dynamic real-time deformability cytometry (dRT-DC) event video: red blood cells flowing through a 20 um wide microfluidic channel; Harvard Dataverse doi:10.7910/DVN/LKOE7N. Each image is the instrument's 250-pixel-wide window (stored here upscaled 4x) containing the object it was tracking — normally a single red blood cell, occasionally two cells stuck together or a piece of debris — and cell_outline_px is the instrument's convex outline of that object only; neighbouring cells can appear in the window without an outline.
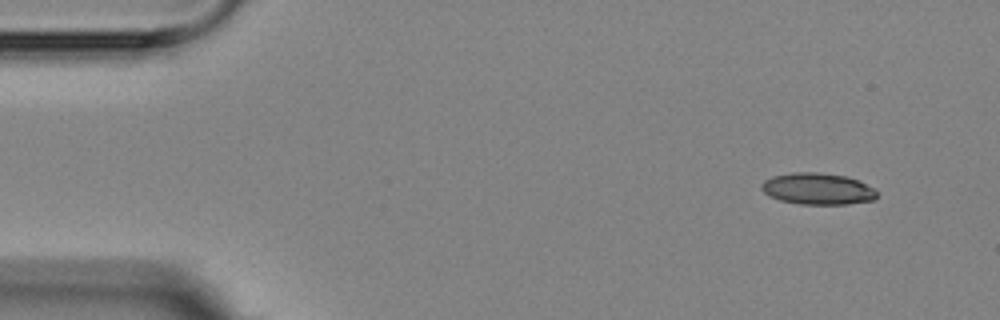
{"species": "Egyptian fruit bat (a non-hibernating species)", "species_latin": "Rousettus aegyptiacus", "temperature_condition": "room temperature", "stored_images_in_passage": 5, "camera_frame_rate_fps": 3000, "um_per_image_px": 0.085, "animal": {"sex": "female"}, "frame": {"image": 1, "passage_image": 1, "time_ms": 0.0, "image_size_px": [1000, 320], "cell_outline_px": [[876, 200], [848, 204], [800, 204], [780, 200], [764, 192], [760, 188], [760, 184], [764, 180], [772, 176], [792, 172], [816, 172], [848, 176], [860, 180], [876, 188]], "centroid_in_image_um": [69.54, 16.04], "position_along_channel_um": 15.5, "area_um2": 21.5}}
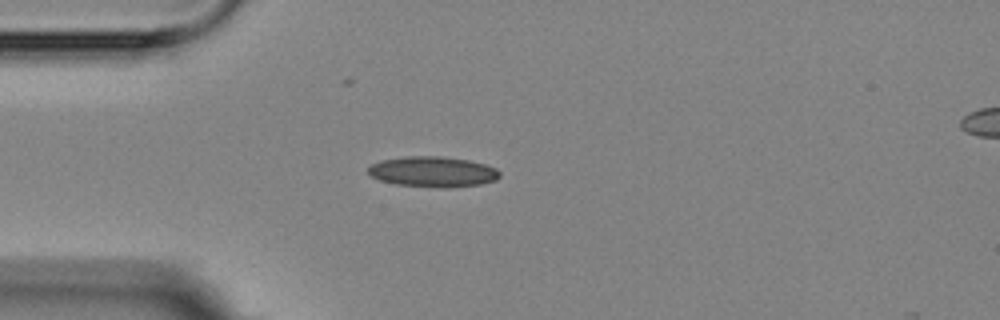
{"frame": {"image": 2, "passage_image": 4, "time_ms": 3.333, "image_size_px": [1000, 320], "cell_outline_px": [[500, 176], [496, 180], [480, 184], [448, 188], [440, 188], [396, 184], [380, 180], [372, 176], [368, 172], [368, 168], [372, 164], [380, 160], [404, 156], [436, 156], [468, 160], [484, 164], [496, 168], [500, 172]], "centroid_in_image_um": [36.79, 14.6], "position_along_channel_um": 48.2, "area_um2": 23.35}}